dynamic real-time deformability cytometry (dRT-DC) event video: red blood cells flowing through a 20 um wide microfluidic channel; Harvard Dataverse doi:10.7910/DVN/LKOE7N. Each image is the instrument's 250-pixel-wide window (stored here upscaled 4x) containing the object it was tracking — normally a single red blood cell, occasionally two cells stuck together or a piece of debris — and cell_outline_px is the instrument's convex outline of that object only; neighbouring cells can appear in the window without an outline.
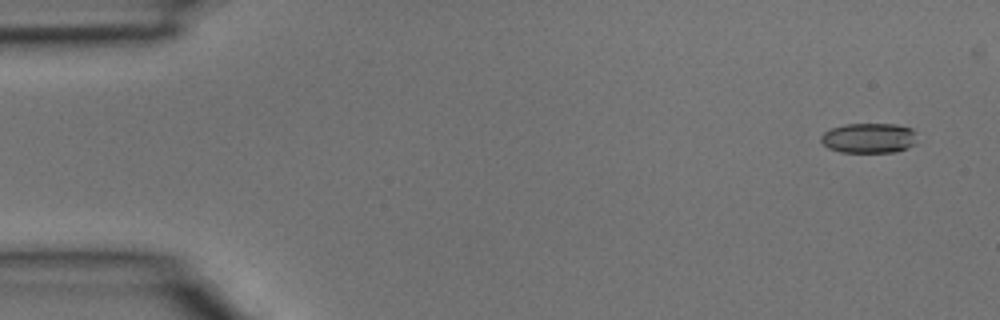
{"species": "common noctule bat (a hibernating species)", "species_latin": "Nyctalus noctula", "temperature_condition": "room temperature", "stored_images_in_passage": 3, "camera_frame_rate_fps": 3000, "um_per_image_px": 0.085, "animal": {"sex": "male", "body_mass_g": 15.6}, "frame": {"image": 1, "passage_image": 1, "time_ms": 0.0, "image_size_px": [1000, 320], "cell_outline_px": [[916, 132], [912, 144], [908, 148], [896, 152], [840, 152], [828, 148], [820, 140], [820, 136], [824, 132], [832, 128], [844, 124], [896, 124], [912, 128]], "centroid_in_image_um": [73.83, 11.73], "position_along_channel_um": 11.2, "area_um2": 16.82}}
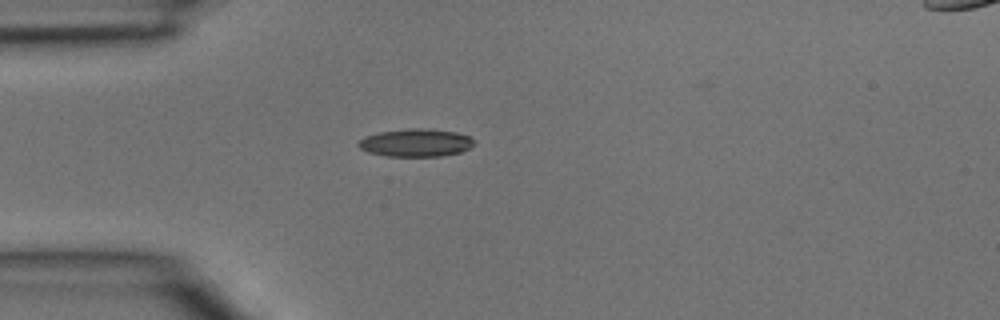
{"frame": {"image": 2, "passage_image": 3, "time_ms": 0.667, "image_size_px": [1000, 320], "cell_outline_px": [[476, 144], [460, 152], [440, 156], [388, 156], [368, 152], [360, 148], [356, 144], [364, 136], [380, 132], [408, 128], [428, 128], [456, 132], [468, 136], [476, 140]], "centroid_in_image_um": [35.35, 12.12], "position_along_channel_um": 49.6, "area_um2": 18.84}}